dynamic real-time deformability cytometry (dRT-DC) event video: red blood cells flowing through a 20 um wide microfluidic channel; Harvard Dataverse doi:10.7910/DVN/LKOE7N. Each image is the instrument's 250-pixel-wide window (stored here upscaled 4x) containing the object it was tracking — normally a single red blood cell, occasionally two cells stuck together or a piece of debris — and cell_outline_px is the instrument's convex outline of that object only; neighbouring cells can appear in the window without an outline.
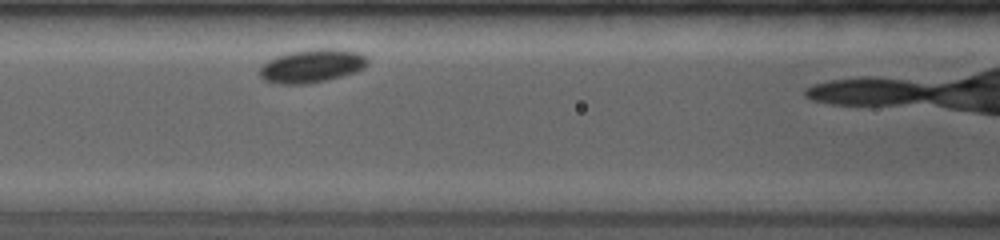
{"species": "common noctule bat (a hibernating species)", "species_latin": "Nyctalus noctula", "temperature_condition": "room temperature", "stored_images_in_passage": 26, "camera_frame_rate_fps": 4000, "um_per_image_px": 0.085, "animal": {"sex": "female", "body_mass_g": 19.0, "forearm_length_mm": 53.3}, "frame": {"image": 1, "passage_image": 8, "time_ms": 2.25, "image_size_px": [1000, 240], "cell_outline_px": [[368, 64], [364, 68], [356, 72], [328, 80], [308, 84], [276, 84], [264, 80], [260, 76], [260, 68], [268, 60], [276, 56], [288, 52], [316, 48], [336, 48], [360, 52], [368, 56]], "centroid_in_image_um": [26.55, 5.59], "position_along_channel_um": 140.0, "area_um2": 21.39}}